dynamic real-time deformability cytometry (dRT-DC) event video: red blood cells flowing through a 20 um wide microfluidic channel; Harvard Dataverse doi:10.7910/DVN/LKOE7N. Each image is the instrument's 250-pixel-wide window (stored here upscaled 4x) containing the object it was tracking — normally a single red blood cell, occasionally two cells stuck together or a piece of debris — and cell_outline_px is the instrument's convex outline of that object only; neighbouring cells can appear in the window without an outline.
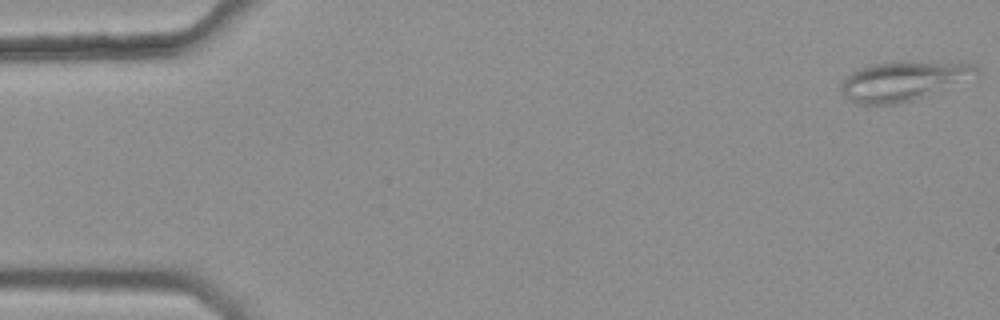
{"species": "common noctule bat (a hibernating species)", "species_latin": "Nyctalus noctula", "temperature_condition": "warm", "stored_images_in_passage": 19, "camera_frame_rate_fps": 3000, "um_per_image_px": 0.085, "animal": {"sex": "female", "body_mass_g": 25.1}, "frame": {"image": 1, "passage_image": 1, "time_ms": 0.0, "image_size_px": [1000, 320], "cell_outline_px": [[980, 72], [976, 76], [924, 96], [912, 100], [892, 104], [856, 104], [840, 92], [840, 84], [852, 72], [868, 64], [900, 60], [912, 60], [972, 64], [980, 68]], "centroid_in_image_um": [76.76, 6.85], "position_along_channel_um": 8.2, "area_um2": 31.21}}